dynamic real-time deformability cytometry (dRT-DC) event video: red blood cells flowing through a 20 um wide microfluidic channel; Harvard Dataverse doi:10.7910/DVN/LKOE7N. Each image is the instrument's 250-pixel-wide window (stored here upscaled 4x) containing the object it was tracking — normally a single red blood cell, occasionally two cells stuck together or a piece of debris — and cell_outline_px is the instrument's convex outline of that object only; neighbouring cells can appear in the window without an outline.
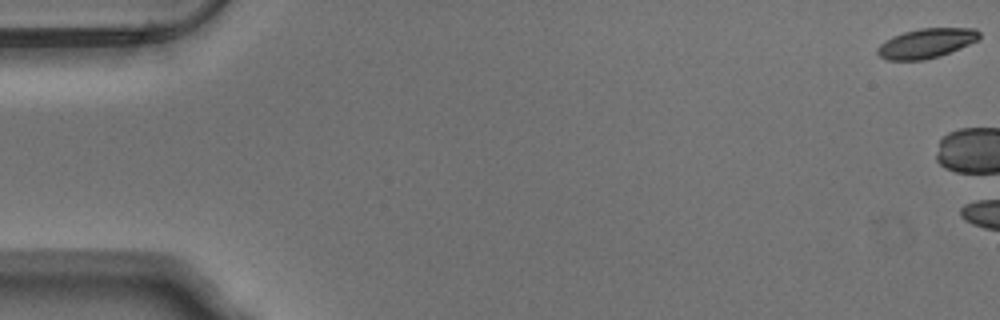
{"species": "Egyptian fruit bat (a non-hibernating species)", "species_latin": "Rousettus aegyptiacus", "temperature_condition": "warm", "stored_images_in_passage": 4, "camera_frame_rate_fps": 3000, "um_per_image_px": 0.085, "animal": {"sex": "male"}, "frame": {"image": 1, "passage_image": 1, "time_ms": 0.0, "image_size_px": [1000, 320], "cell_outline_px": [[980, 36], [976, 40], [960, 48], [924, 60], [888, 60], [880, 56], [876, 52], [880, 44], [892, 36], [904, 32], [920, 28], [976, 28], [980, 32]], "centroid_in_image_um": [78.71, 3.66], "position_along_channel_um": 6.3, "area_um2": 17.28}}